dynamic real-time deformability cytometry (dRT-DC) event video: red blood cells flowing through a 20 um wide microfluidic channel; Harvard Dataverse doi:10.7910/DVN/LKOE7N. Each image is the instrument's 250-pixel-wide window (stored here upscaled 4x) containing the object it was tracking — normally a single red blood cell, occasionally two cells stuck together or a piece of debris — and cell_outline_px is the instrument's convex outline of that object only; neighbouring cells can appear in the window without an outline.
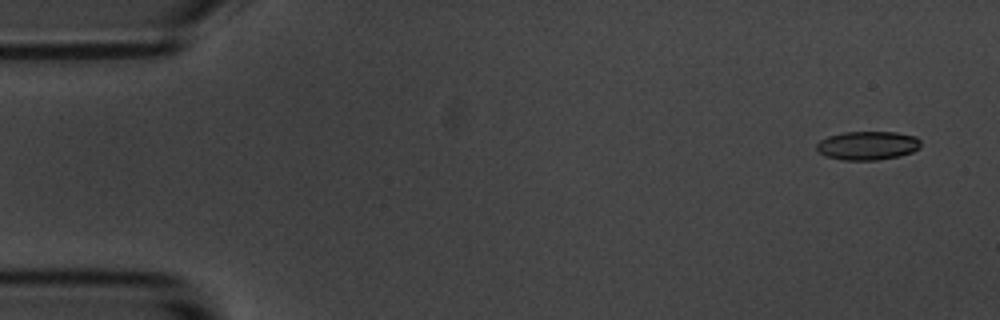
{"species": "common noctule bat (a hibernating species)", "species_latin": "Nyctalus noctula", "temperature_condition": "room temperature", "stored_images_in_passage": 5, "camera_frame_rate_fps": 3000, "um_per_image_px": 0.085, "animal": {"sex": "male", "body_mass_g": 20.1, "forearm_length_mm": 53.5}, "frame": {"image": 1, "passage_image": 1, "time_ms": 0.0, "image_size_px": [1000, 320], "cell_outline_px": [[920, 148], [912, 152], [900, 156], [876, 160], [840, 160], [824, 156], [816, 148], [816, 144], [820, 140], [828, 136], [844, 132], [896, 132], [916, 136], [920, 140]], "centroid_in_image_um": [73.74, 12.37], "position_along_channel_um": 11.3, "area_um2": 17.57}}
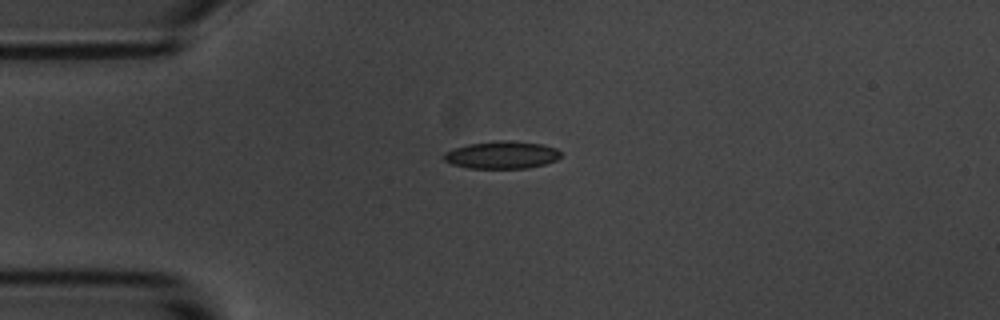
{"frame": {"image": 2, "passage_image": 4, "time_ms": 3.667, "image_size_px": [1000, 320], "cell_outline_px": [[560, 156], [556, 160], [544, 164], [528, 168], [468, 168], [452, 164], [444, 160], [444, 152], [452, 148], [468, 144], [500, 140], [512, 140], [544, 144], [556, 148], [560, 152]], "centroid_in_image_um": [42.65, 13.16], "position_along_channel_um": 42.4, "area_um2": 18.84}}